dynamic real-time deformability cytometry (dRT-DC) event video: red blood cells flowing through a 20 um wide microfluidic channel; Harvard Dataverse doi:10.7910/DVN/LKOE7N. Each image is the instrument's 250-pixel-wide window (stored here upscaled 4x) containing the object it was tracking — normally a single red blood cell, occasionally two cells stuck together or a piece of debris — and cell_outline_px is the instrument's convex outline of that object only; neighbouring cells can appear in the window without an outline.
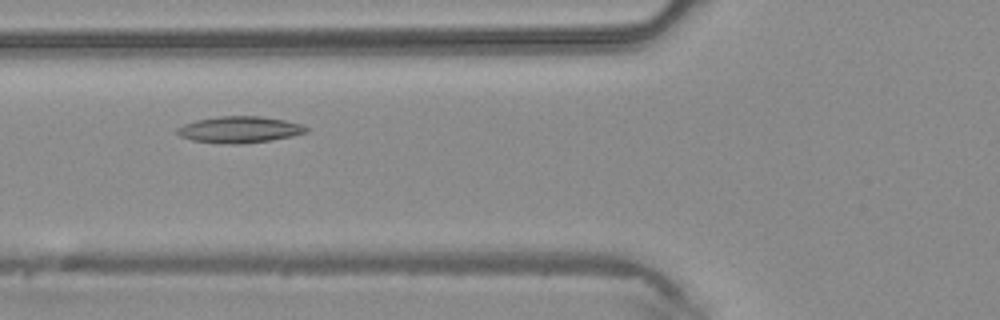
{"species": "common noctule bat (a hibernating species)", "species_latin": "Nyctalus noctula", "temperature_condition": "warm", "stored_images_in_passage": 40, "camera_frame_rate_fps": 3000, "um_per_image_px": 0.085, "animal": {"sex": "male", "body_mass_g": 20.4}, "frame": {"image": 1, "passage_image": 12, "time_ms": 3.667, "image_size_px": [1000, 320], "cell_outline_px": [[308, 132], [292, 136], [268, 140], [240, 144], [228, 144], [192, 140], [180, 136], [176, 132], [176, 128], [184, 124], [196, 120], [220, 116], [260, 116], [284, 120], [300, 124], [308, 128]], "centroid_in_image_um": [20.34, 11.01], "position_along_channel_um": 105.5, "area_um2": 19.71}}
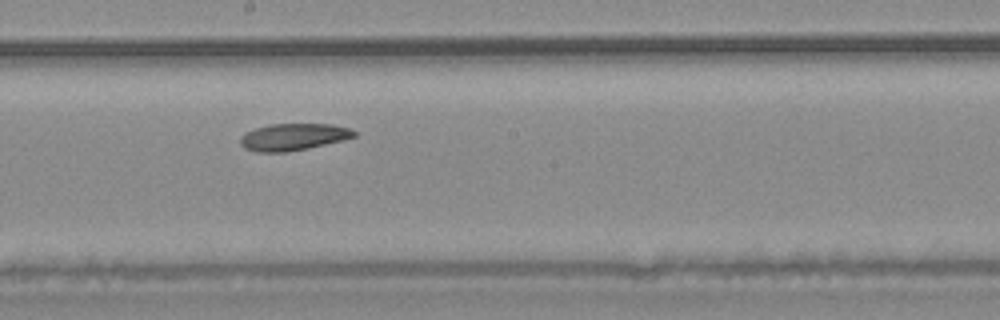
{"frame": {"image": 2, "passage_image": 20, "time_ms": 6.333, "image_size_px": [1000, 320], "cell_outline_px": [[356, 136], [344, 140], [308, 148], [288, 152], [256, 152], [244, 148], [240, 144], [240, 136], [244, 132], [268, 124], [332, 124], [348, 128], [356, 132]], "centroid_in_image_um": [24.9, 11.64], "position_along_channel_um": 223.3, "area_um2": 17.98}}
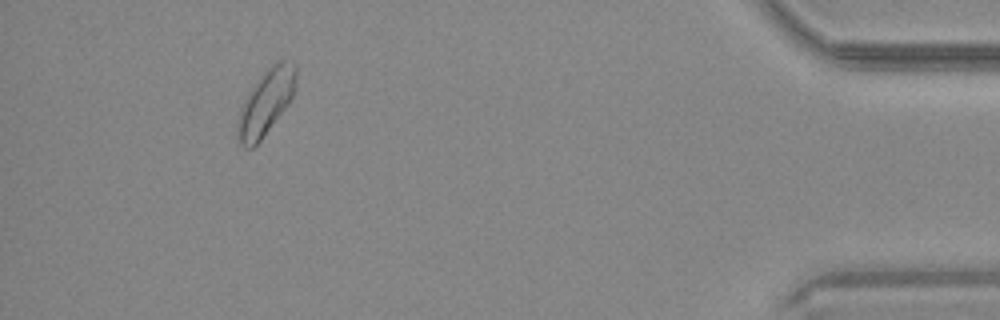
{"frame": {"image": 3, "passage_image": 37, "time_ms": 12.0, "image_size_px": [1000, 320], "cell_outline_px": [[296, 88], [288, 104], [260, 140], [252, 148], [244, 148], [240, 144], [236, 128], [236, 124], [240, 108], [248, 92], [260, 76], [276, 60], [292, 60], [296, 64]], "centroid_in_image_um": [22.6, 8.66], "position_along_channel_um": 412.6, "area_um2": 22.25}}